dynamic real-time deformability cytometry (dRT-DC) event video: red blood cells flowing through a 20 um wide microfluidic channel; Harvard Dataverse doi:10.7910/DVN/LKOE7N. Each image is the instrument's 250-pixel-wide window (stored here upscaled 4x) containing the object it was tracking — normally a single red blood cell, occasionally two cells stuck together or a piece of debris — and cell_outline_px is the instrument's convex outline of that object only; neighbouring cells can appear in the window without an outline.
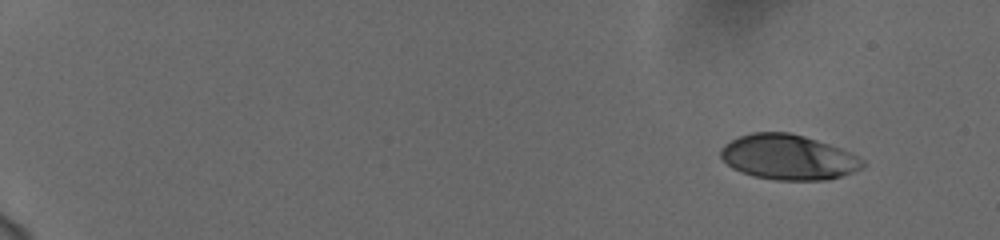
{"species": "human", "species_latin": "Homo sapiens", "temperature_condition": "cold", "stored_images_in_passage": 53, "camera_frame_rate_fps": 3000, "um_per_image_px": 0.085, "donor": {"sex": "female"}, "frame": {"image": 1, "passage_image": 1, "time_ms": 0.0, "image_size_px": [1000, 240], "cell_outline_px": [[864, 168], [828, 180], [776, 180], [752, 176], [740, 172], [732, 168], [720, 156], [720, 148], [724, 144], [740, 136], [752, 132], [788, 132], [804, 136], [840, 148], [864, 160]], "centroid_in_image_um": [66.98, 13.37], "position_along_channel_um": 18.0, "area_um2": 37.22}}
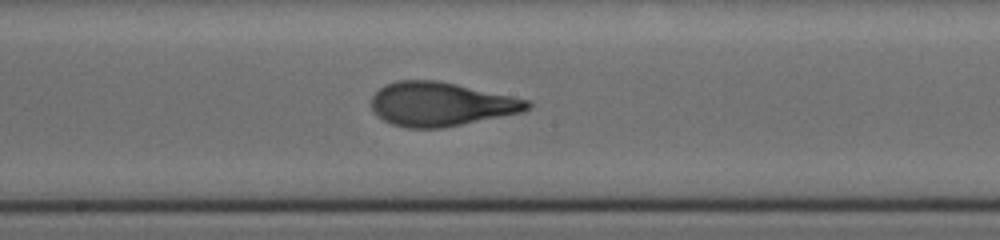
{"frame": {"image": 2, "passage_image": 30, "time_ms": 9.667, "image_size_px": [1000, 240], "cell_outline_px": [[532, 104], [524, 112], [440, 128], [408, 128], [392, 124], [376, 116], [372, 108], [372, 96], [380, 88], [396, 80], [436, 80], [456, 84], [528, 100]], "centroid_in_image_um": [37.44, 8.85], "position_along_channel_um": 210.8, "area_um2": 39.54}}
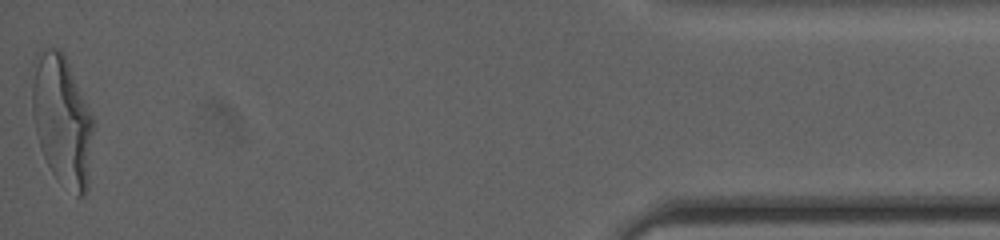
{"frame": {"image": 3, "passage_image": 53, "time_ms": 17.333, "image_size_px": [1000, 240], "cell_outline_px": [[92, 132], [88, 188], [84, 196], [76, 196], [52, 172], [40, 148], [36, 132], [32, 112], [32, 60], [36, 52], [44, 48], [60, 48], [68, 64], [92, 116]], "centroid_in_image_um": [5.24, 10.18], "position_along_channel_um": 430.0, "area_um2": 45.95}, "authors_computed_cell_mechanics": {"area_um2": 39.1884, "velocity_mm_per_s": 3.7553, "shape_relaxation_time_tau1_ms": 3.7023, "shape_relaxation_time_tau2_ms": 0.7759, "deformation_change_tau1": 0.1895, "deformation_change_tau2": 0.0668}}